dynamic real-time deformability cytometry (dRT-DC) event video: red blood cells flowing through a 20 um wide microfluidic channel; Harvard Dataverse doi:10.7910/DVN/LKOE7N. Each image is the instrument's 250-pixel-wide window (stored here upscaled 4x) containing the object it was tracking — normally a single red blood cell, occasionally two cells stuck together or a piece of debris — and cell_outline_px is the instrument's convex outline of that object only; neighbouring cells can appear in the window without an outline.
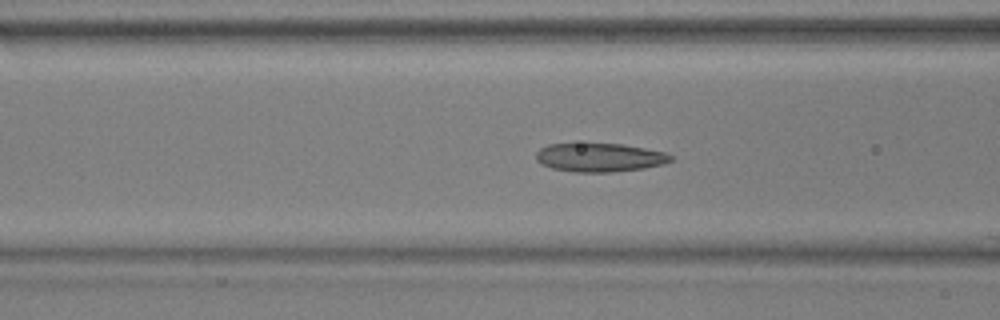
{"species": "common noctule bat (a hibernating species)", "species_latin": "Nyctalus noctula", "temperature_condition": "warm", "stored_images_in_passage": 40, "camera_frame_rate_fps": 3000, "um_per_image_px": 0.085, "animal": {"sex": "male", "body_mass_g": 17.9, "forearm_length_mm": 54.2}, "frame": {"image": 1, "passage_image": 7, "time_ms": 2.0, "image_size_px": [1000, 320], "cell_outline_px": [[672, 160], [664, 164], [644, 168], [612, 172], [572, 172], [552, 168], [540, 164], [536, 160], [536, 152], [540, 148], [548, 144], [620, 144], [644, 148], [664, 152], [672, 156]], "centroid_in_image_um": [50.94, 13.39], "position_along_channel_um": 115.7, "area_um2": 22.43}}
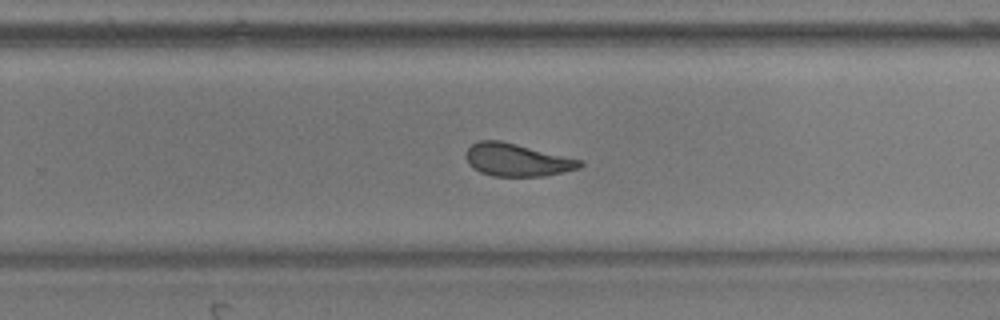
{"frame": {"image": 2, "passage_image": 21, "time_ms": 6.667, "image_size_px": [1000, 320], "cell_outline_px": [[584, 164], [580, 168], [544, 176], [492, 176], [480, 172], [472, 168], [468, 164], [464, 152], [472, 144], [480, 140], [500, 140], [580, 160]], "centroid_in_image_um": [43.88, 13.6], "position_along_channel_um": 285.9, "area_um2": 21.56}}
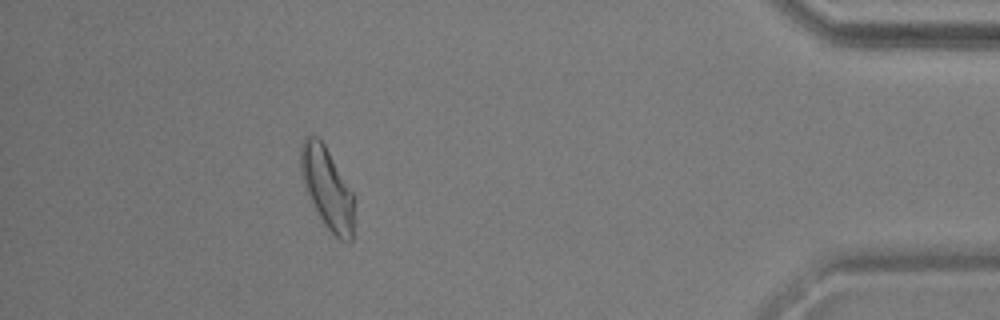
{"frame": {"image": 3, "passage_image": 35, "time_ms": 11.333, "image_size_px": [1000, 320], "cell_outline_px": [[356, 200], [352, 240], [348, 244], [340, 240], [324, 224], [316, 212], [304, 188], [300, 176], [300, 144], [304, 136], [316, 136], [324, 144], [356, 196]], "centroid_in_image_um": [27.83, 16.02], "position_along_channel_um": 407.4, "area_um2": 26.13}, "authors_computed_cell_mechanics": {"area_um2": 22.6865, "velocity_mm_per_s": 3.648, "shape_relaxation_time_tau1_ms": 5.485, "shape_relaxation_time_tau2_ms": 1.8026, "deformation_change_tau1": 0.1681, "deformation_change_tau2": 0.086}}